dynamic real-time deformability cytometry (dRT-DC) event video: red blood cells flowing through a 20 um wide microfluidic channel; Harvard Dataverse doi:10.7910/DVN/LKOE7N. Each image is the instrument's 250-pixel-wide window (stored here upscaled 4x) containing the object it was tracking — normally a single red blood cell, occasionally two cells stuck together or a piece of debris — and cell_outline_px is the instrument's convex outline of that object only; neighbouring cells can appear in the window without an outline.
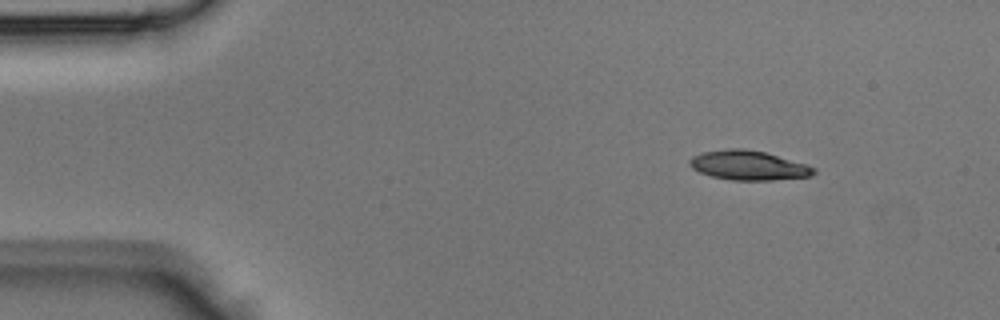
{"species": "Egyptian fruit bat (a non-hibernating species)", "species_latin": "Rousettus aegyptiacus", "temperature_condition": "room temperature", "stored_images_in_passage": 39, "camera_frame_rate_fps": 3000, "um_per_image_px": 0.085, "animal": {"sex": "male"}, "frame": {"image": 1, "passage_image": 1, "time_ms": 0.0, "image_size_px": [1000, 320], "cell_outline_px": [[816, 172], [812, 176], [772, 180], [732, 180], [712, 176], [700, 172], [692, 168], [688, 164], [688, 160], [692, 156], [704, 152], [728, 148], [744, 148], [764, 152], [808, 164], [816, 168]], "centroid_in_image_um": [63.63, 14.05], "position_along_channel_um": 21.4, "area_um2": 21.39}}
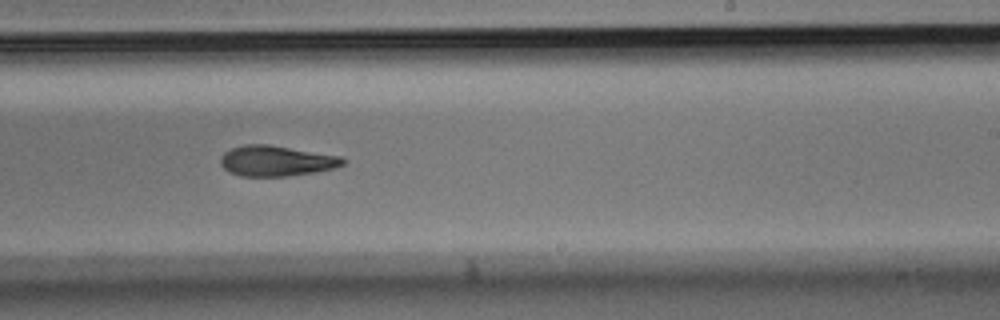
{"frame": {"image": 2, "passage_image": 22, "time_ms": 7.0, "image_size_px": [1000, 320], "cell_outline_px": [[348, 160], [344, 164], [332, 168], [316, 172], [288, 176], [240, 176], [228, 172], [220, 164], [220, 156], [224, 152], [232, 148], [244, 144], [268, 144], [340, 156]], "centroid_in_image_um": [23.46, 13.67], "position_along_channel_um": 265.5, "area_um2": 21.85}}
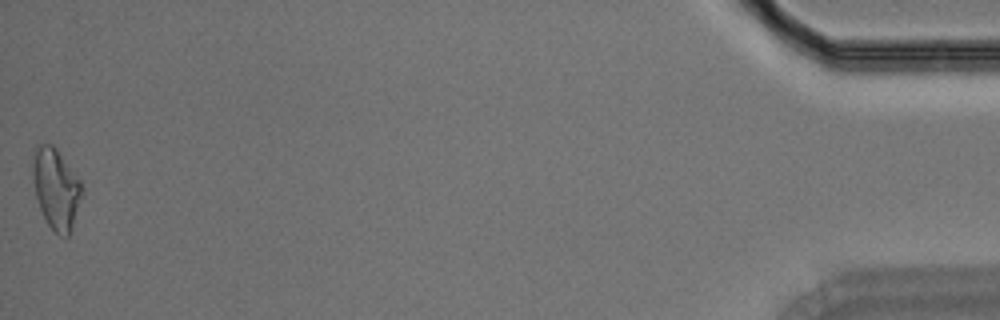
{"frame": {"image": 3, "passage_image": 39, "time_ms": 12.667, "image_size_px": [1000, 320], "cell_outline_px": [[84, 188], [72, 228], [68, 236], [60, 236], [48, 224], [40, 208], [36, 196], [32, 180], [32, 164], [36, 148], [40, 144], [52, 144], [56, 148], [80, 180]], "centroid_in_image_um": [4.77, 16.03], "position_along_channel_um": 430.4, "area_um2": 22.89}}